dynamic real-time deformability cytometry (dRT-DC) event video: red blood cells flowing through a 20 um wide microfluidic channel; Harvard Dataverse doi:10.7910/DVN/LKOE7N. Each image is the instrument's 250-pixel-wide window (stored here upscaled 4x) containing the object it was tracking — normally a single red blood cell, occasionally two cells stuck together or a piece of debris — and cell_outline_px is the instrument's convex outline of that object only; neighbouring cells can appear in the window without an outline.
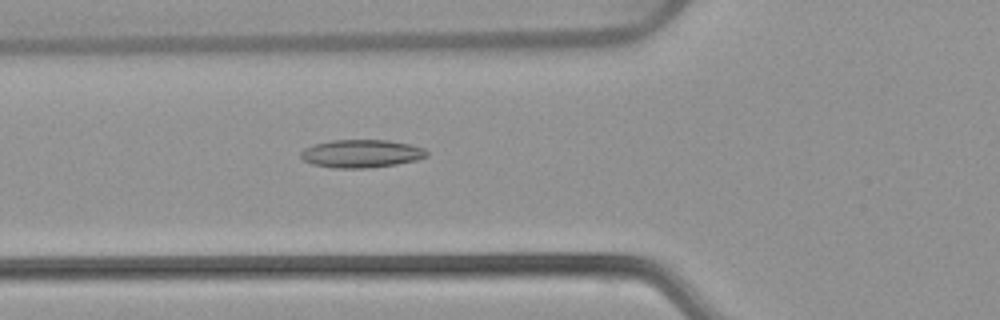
{"species": "common noctule bat (a hibernating species)", "species_latin": "Nyctalus noctula", "temperature_condition": "warm", "stored_images_in_passage": 52, "camera_frame_rate_fps": 3000, "um_per_image_px": 0.085, "animal": {"sex": "female", "body_mass_g": 22.7, "forearm_length_mm": 54.2}, "frame": {"image": 1, "passage_image": 19, "time_ms": 6.0, "image_size_px": [1000, 320], "cell_outline_px": [[428, 156], [416, 160], [396, 164], [364, 168], [336, 168], [312, 164], [304, 160], [300, 156], [300, 152], [304, 148], [312, 144], [332, 140], [388, 140], [408, 144], [424, 148], [428, 152]], "centroid_in_image_um": [30.69, 13.05], "position_along_channel_um": 95.1, "area_um2": 20.52}}
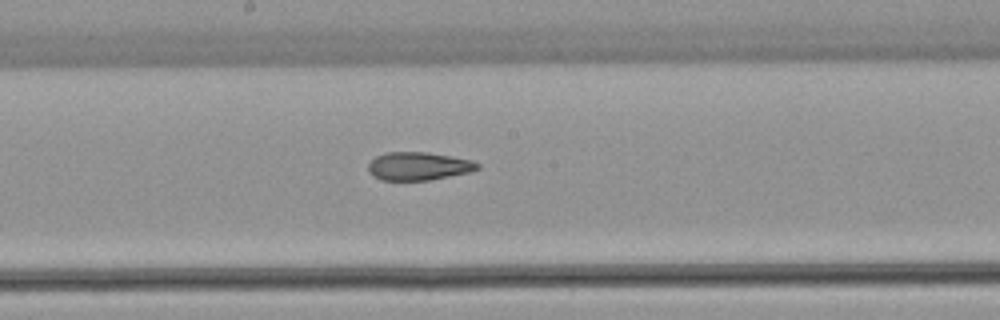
{"frame": {"image": 2, "passage_image": 28, "time_ms": 9.0, "image_size_px": [1000, 320], "cell_outline_px": [[480, 168], [472, 172], [428, 180], [380, 180], [372, 176], [368, 172], [368, 164], [376, 156], [384, 152], [428, 152], [472, 160], [480, 164]], "centroid_in_image_um": [35.57, 14.12], "position_along_channel_um": 212.6, "area_um2": 18.09}}
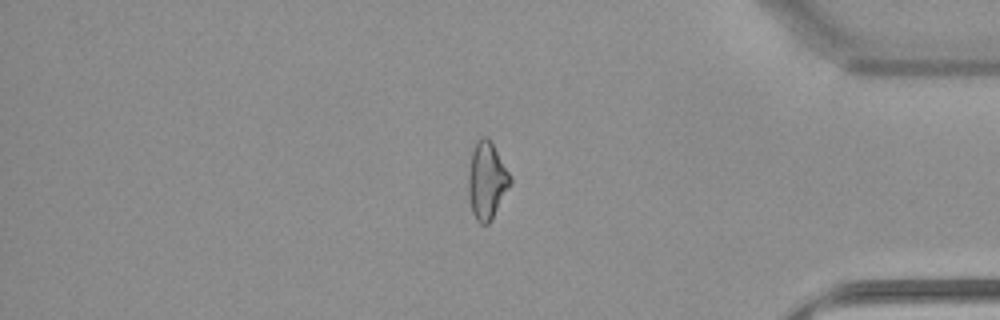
{"frame": {"image": 3, "passage_image": 44, "time_ms": 14.333, "image_size_px": [1000, 320], "cell_outline_px": [[512, 184], [492, 220], [488, 224], [480, 224], [476, 220], [472, 212], [468, 196], [468, 176], [472, 152], [476, 140], [484, 136], [488, 136], [508, 172], [512, 180]], "centroid_in_image_um": [41.38, 15.39], "position_along_channel_um": 393.8, "area_um2": 18.9}, "authors_computed_cell_mechanics": {"area_um2": 19.9121, "velocity_mm_per_s": 3.8999, "shape_relaxation_time_tau1_ms": null, "shape_relaxation_time_tau2_ms": 2.6402, "deformation_change_tau1": null, "deformation_change_tau2": 0.1051}}